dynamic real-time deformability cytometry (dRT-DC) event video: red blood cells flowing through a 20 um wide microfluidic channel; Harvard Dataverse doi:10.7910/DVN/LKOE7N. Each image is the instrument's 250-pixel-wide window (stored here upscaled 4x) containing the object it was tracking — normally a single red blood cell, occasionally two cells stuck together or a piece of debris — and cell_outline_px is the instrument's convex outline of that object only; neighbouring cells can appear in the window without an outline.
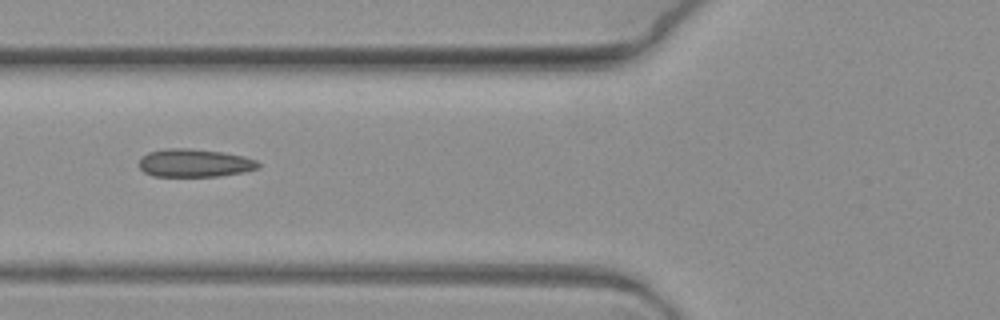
{"species": "common noctule bat (a hibernating species)", "species_latin": "Nyctalus noctula", "temperature_condition": "warm", "stored_images_in_passage": 6, "camera_frame_rate_fps": 3000, "um_per_image_px": 0.085, "animal": {"sex": "female", "body_mass_g": 19.3, "forearm_length_mm": 54.1}, "frame": {"image": 1, "passage_image": 4, "time_ms": 1.0, "image_size_px": [1000, 320], "cell_outline_px": [[260, 168], [244, 172], [220, 176], [152, 176], [144, 172], [140, 168], [140, 156], [148, 152], [164, 148], [188, 148], [220, 152], [244, 156], [256, 160], [260, 164]], "centroid_in_image_um": [16.53, 13.85], "position_along_channel_um": 109.3, "area_um2": 19.59}}
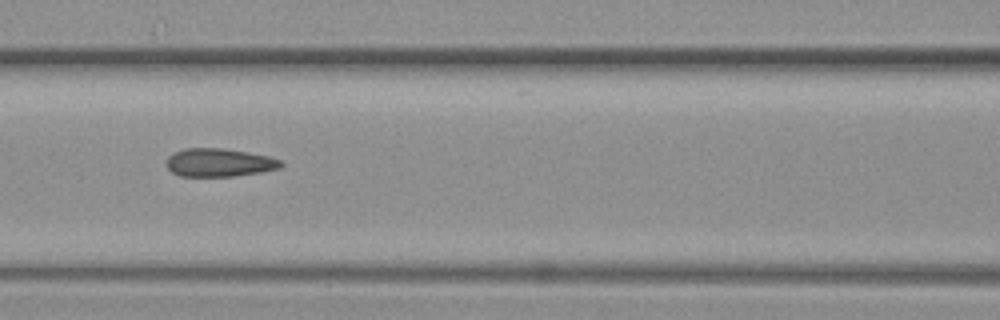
{"frame": {"image": 2, "passage_image": 5, "time_ms": 1.333, "image_size_px": [1000, 320], "cell_outline_px": [[284, 164], [280, 168], [260, 172], [232, 176], [180, 176], [172, 172], [168, 168], [168, 156], [184, 148], [220, 148], [268, 156], [280, 160]], "centroid_in_image_um": [18.63, 13.82], "position_along_channel_um": 148.0, "area_um2": 18.5}}
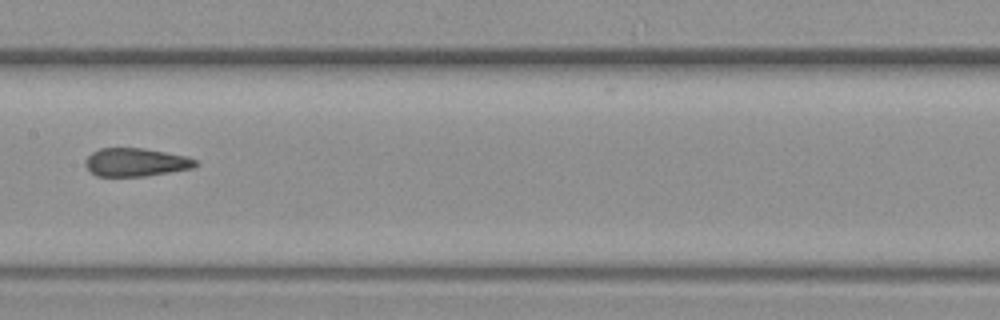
{"frame": {"image": 3, "passage_image": 6, "time_ms": 1.667, "image_size_px": [1000, 320], "cell_outline_px": [[196, 164], [192, 168], [144, 176], [96, 176], [84, 164], [84, 160], [92, 152], [100, 148], [144, 148], [188, 156], [196, 160]], "centroid_in_image_um": [11.52, 13.78], "position_along_channel_um": 195.9, "area_um2": 18.03}}